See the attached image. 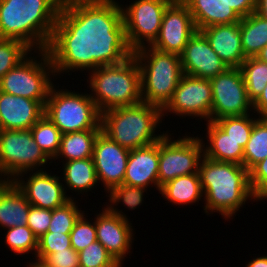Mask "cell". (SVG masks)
Returning a JSON list of instances; mask_svg holds the SVG:
<instances>
[{
	"mask_svg": "<svg viewBox=\"0 0 267 267\" xmlns=\"http://www.w3.org/2000/svg\"><path fill=\"white\" fill-rule=\"evenodd\" d=\"M47 51L58 78L131 57L120 2L63 0Z\"/></svg>",
	"mask_w": 267,
	"mask_h": 267,
	"instance_id": "cell-1",
	"label": "cell"
},
{
	"mask_svg": "<svg viewBox=\"0 0 267 267\" xmlns=\"http://www.w3.org/2000/svg\"><path fill=\"white\" fill-rule=\"evenodd\" d=\"M198 173L207 216L217 212L226 221L231 220L246 203L259 202L250 186L249 171L243 165L204 156Z\"/></svg>",
	"mask_w": 267,
	"mask_h": 267,
	"instance_id": "cell-2",
	"label": "cell"
},
{
	"mask_svg": "<svg viewBox=\"0 0 267 267\" xmlns=\"http://www.w3.org/2000/svg\"><path fill=\"white\" fill-rule=\"evenodd\" d=\"M63 0H0V39L47 50Z\"/></svg>",
	"mask_w": 267,
	"mask_h": 267,
	"instance_id": "cell-3",
	"label": "cell"
},
{
	"mask_svg": "<svg viewBox=\"0 0 267 267\" xmlns=\"http://www.w3.org/2000/svg\"><path fill=\"white\" fill-rule=\"evenodd\" d=\"M162 120L161 108L140 102L101 113V130L122 147L132 150L159 141L166 134L157 130Z\"/></svg>",
	"mask_w": 267,
	"mask_h": 267,
	"instance_id": "cell-4",
	"label": "cell"
},
{
	"mask_svg": "<svg viewBox=\"0 0 267 267\" xmlns=\"http://www.w3.org/2000/svg\"><path fill=\"white\" fill-rule=\"evenodd\" d=\"M86 79L91 98L100 113L142 102L140 69L132 55L119 64L100 66Z\"/></svg>",
	"mask_w": 267,
	"mask_h": 267,
	"instance_id": "cell-5",
	"label": "cell"
},
{
	"mask_svg": "<svg viewBox=\"0 0 267 267\" xmlns=\"http://www.w3.org/2000/svg\"><path fill=\"white\" fill-rule=\"evenodd\" d=\"M133 56L140 69L142 102L163 109L183 75L180 55L144 46L135 50Z\"/></svg>",
	"mask_w": 267,
	"mask_h": 267,
	"instance_id": "cell-6",
	"label": "cell"
},
{
	"mask_svg": "<svg viewBox=\"0 0 267 267\" xmlns=\"http://www.w3.org/2000/svg\"><path fill=\"white\" fill-rule=\"evenodd\" d=\"M59 87L53 84L50 88L44 115L61 133L101 129V113L90 94Z\"/></svg>",
	"mask_w": 267,
	"mask_h": 267,
	"instance_id": "cell-7",
	"label": "cell"
},
{
	"mask_svg": "<svg viewBox=\"0 0 267 267\" xmlns=\"http://www.w3.org/2000/svg\"><path fill=\"white\" fill-rule=\"evenodd\" d=\"M34 53L38 54L35 56ZM52 77L57 79L48 51L33 50L2 77L0 91L37 100L45 106L54 84Z\"/></svg>",
	"mask_w": 267,
	"mask_h": 267,
	"instance_id": "cell-8",
	"label": "cell"
},
{
	"mask_svg": "<svg viewBox=\"0 0 267 267\" xmlns=\"http://www.w3.org/2000/svg\"><path fill=\"white\" fill-rule=\"evenodd\" d=\"M47 163L53 162L36 144L30 129H0V176L4 181H13L22 172L45 170Z\"/></svg>",
	"mask_w": 267,
	"mask_h": 267,
	"instance_id": "cell-9",
	"label": "cell"
},
{
	"mask_svg": "<svg viewBox=\"0 0 267 267\" xmlns=\"http://www.w3.org/2000/svg\"><path fill=\"white\" fill-rule=\"evenodd\" d=\"M168 131V132H167ZM173 133L166 134L159 140L158 183L164 185L169 180L188 174L197 173L204 157L203 143L200 136L184 134L174 140Z\"/></svg>",
	"mask_w": 267,
	"mask_h": 267,
	"instance_id": "cell-10",
	"label": "cell"
},
{
	"mask_svg": "<svg viewBox=\"0 0 267 267\" xmlns=\"http://www.w3.org/2000/svg\"><path fill=\"white\" fill-rule=\"evenodd\" d=\"M173 0H132L120 3L128 46L135 50L150 46L161 28L164 11Z\"/></svg>",
	"mask_w": 267,
	"mask_h": 267,
	"instance_id": "cell-11",
	"label": "cell"
},
{
	"mask_svg": "<svg viewBox=\"0 0 267 267\" xmlns=\"http://www.w3.org/2000/svg\"><path fill=\"white\" fill-rule=\"evenodd\" d=\"M209 80L212 88L210 121L254 113L253 102L248 97L239 68H228Z\"/></svg>",
	"mask_w": 267,
	"mask_h": 267,
	"instance_id": "cell-12",
	"label": "cell"
},
{
	"mask_svg": "<svg viewBox=\"0 0 267 267\" xmlns=\"http://www.w3.org/2000/svg\"><path fill=\"white\" fill-rule=\"evenodd\" d=\"M212 109V88L209 79L183 74L171 97L162 109V116L177 115L195 120L210 121ZM184 116V117H183ZM199 117V118H198Z\"/></svg>",
	"mask_w": 267,
	"mask_h": 267,
	"instance_id": "cell-13",
	"label": "cell"
},
{
	"mask_svg": "<svg viewBox=\"0 0 267 267\" xmlns=\"http://www.w3.org/2000/svg\"><path fill=\"white\" fill-rule=\"evenodd\" d=\"M47 171L22 172L13 182L32 206L53 210L64 205L70 198L66 195L61 175L57 176L51 170Z\"/></svg>",
	"mask_w": 267,
	"mask_h": 267,
	"instance_id": "cell-14",
	"label": "cell"
},
{
	"mask_svg": "<svg viewBox=\"0 0 267 267\" xmlns=\"http://www.w3.org/2000/svg\"><path fill=\"white\" fill-rule=\"evenodd\" d=\"M195 32L187 5L182 0H173L164 11L158 36L150 46L162 52L180 55Z\"/></svg>",
	"mask_w": 267,
	"mask_h": 267,
	"instance_id": "cell-15",
	"label": "cell"
},
{
	"mask_svg": "<svg viewBox=\"0 0 267 267\" xmlns=\"http://www.w3.org/2000/svg\"><path fill=\"white\" fill-rule=\"evenodd\" d=\"M130 150L110 139L102 131L98 134L93 150L97 179L105 193L123 184Z\"/></svg>",
	"mask_w": 267,
	"mask_h": 267,
	"instance_id": "cell-16",
	"label": "cell"
},
{
	"mask_svg": "<svg viewBox=\"0 0 267 267\" xmlns=\"http://www.w3.org/2000/svg\"><path fill=\"white\" fill-rule=\"evenodd\" d=\"M101 210L94 214L97 241L123 266L133 249L134 228L131 221L111 213L105 206Z\"/></svg>",
	"mask_w": 267,
	"mask_h": 267,
	"instance_id": "cell-17",
	"label": "cell"
},
{
	"mask_svg": "<svg viewBox=\"0 0 267 267\" xmlns=\"http://www.w3.org/2000/svg\"><path fill=\"white\" fill-rule=\"evenodd\" d=\"M180 58L183 74L197 78L211 79L229 68L198 30L189 38Z\"/></svg>",
	"mask_w": 267,
	"mask_h": 267,
	"instance_id": "cell-18",
	"label": "cell"
},
{
	"mask_svg": "<svg viewBox=\"0 0 267 267\" xmlns=\"http://www.w3.org/2000/svg\"><path fill=\"white\" fill-rule=\"evenodd\" d=\"M158 166L159 141L145 147L130 150L123 184L149 188V190L155 187L160 192Z\"/></svg>",
	"mask_w": 267,
	"mask_h": 267,
	"instance_id": "cell-19",
	"label": "cell"
},
{
	"mask_svg": "<svg viewBox=\"0 0 267 267\" xmlns=\"http://www.w3.org/2000/svg\"><path fill=\"white\" fill-rule=\"evenodd\" d=\"M44 115V106L37 100L0 91V129H30Z\"/></svg>",
	"mask_w": 267,
	"mask_h": 267,
	"instance_id": "cell-20",
	"label": "cell"
},
{
	"mask_svg": "<svg viewBox=\"0 0 267 267\" xmlns=\"http://www.w3.org/2000/svg\"><path fill=\"white\" fill-rule=\"evenodd\" d=\"M200 31L229 68H239L242 65L246 58L241 44L240 22L213 25Z\"/></svg>",
	"mask_w": 267,
	"mask_h": 267,
	"instance_id": "cell-21",
	"label": "cell"
},
{
	"mask_svg": "<svg viewBox=\"0 0 267 267\" xmlns=\"http://www.w3.org/2000/svg\"><path fill=\"white\" fill-rule=\"evenodd\" d=\"M205 125L206 137L200 135L204 156L215 161L243 165L244 148L239 142L230 138L214 121H208Z\"/></svg>",
	"mask_w": 267,
	"mask_h": 267,
	"instance_id": "cell-22",
	"label": "cell"
},
{
	"mask_svg": "<svg viewBox=\"0 0 267 267\" xmlns=\"http://www.w3.org/2000/svg\"><path fill=\"white\" fill-rule=\"evenodd\" d=\"M31 204L13 181L0 184V228L27 225Z\"/></svg>",
	"mask_w": 267,
	"mask_h": 267,
	"instance_id": "cell-23",
	"label": "cell"
},
{
	"mask_svg": "<svg viewBox=\"0 0 267 267\" xmlns=\"http://www.w3.org/2000/svg\"><path fill=\"white\" fill-rule=\"evenodd\" d=\"M192 15L196 30L213 25L233 24L241 18L225 0H182Z\"/></svg>",
	"mask_w": 267,
	"mask_h": 267,
	"instance_id": "cell-24",
	"label": "cell"
},
{
	"mask_svg": "<svg viewBox=\"0 0 267 267\" xmlns=\"http://www.w3.org/2000/svg\"><path fill=\"white\" fill-rule=\"evenodd\" d=\"M61 166V174H63L61 180L64 182L65 192L70 199L73 197L68 195V190H71V193L76 192V195L80 193L84 195L89 191L92 192L97 185L99 186L93 158L71 160L63 162Z\"/></svg>",
	"mask_w": 267,
	"mask_h": 267,
	"instance_id": "cell-25",
	"label": "cell"
},
{
	"mask_svg": "<svg viewBox=\"0 0 267 267\" xmlns=\"http://www.w3.org/2000/svg\"><path fill=\"white\" fill-rule=\"evenodd\" d=\"M167 203L176 206L194 205L204 201L199 173L182 175L161 186L160 192ZM202 199V200H201Z\"/></svg>",
	"mask_w": 267,
	"mask_h": 267,
	"instance_id": "cell-26",
	"label": "cell"
},
{
	"mask_svg": "<svg viewBox=\"0 0 267 267\" xmlns=\"http://www.w3.org/2000/svg\"><path fill=\"white\" fill-rule=\"evenodd\" d=\"M101 129H88L62 134L60 149L53 159L61 162L93 157L95 140Z\"/></svg>",
	"mask_w": 267,
	"mask_h": 267,
	"instance_id": "cell-27",
	"label": "cell"
},
{
	"mask_svg": "<svg viewBox=\"0 0 267 267\" xmlns=\"http://www.w3.org/2000/svg\"><path fill=\"white\" fill-rule=\"evenodd\" d=\"M240 31L245 58L256 57L267 45V20L253 12L241 18Z\"/></svg>",
	"mask_w": 267,
	"mask_h": 267,
	"instance_id": "cell-28",
	"label": "cell"
},
{
	"mask_svg": "<svg viewBox=\"0 0 267 267\" xmlns=\"http://www.w3.org/2000/svg\"><path fill=\"white\" fill-rule=\"evenodd\" d=\"M149 189L144 187L129 186L126 184L118 185L110 189L105 195L108 198V202H105L104 206L113 214L120 216L121 218L130 221L129 216L126 215L123 210L118 209V204H123L128 210L138 209L143 204L145 193ZM107 204V205H106ZM116 206V207H115Z\"/></svg>",
	"mask_w": 267,
	"mask_h": 267,
	"instance_id": "cell-29",
	"label": "cell"
},
{
	"mask_svg": "<svg viewBox=\"0 0 267 267\" xmlns=\"http://www.w3.org/2000/svg\"><path fill=\"white\" fill-rule=\"evenodd\" d=\"M267 157V118H258L244 148L243 166L249 171Z\"/></svg>",
	"mask_w": 267,
	"mask_h": 267,
	"instance_id": "cell-30",
	"label": "cell"
},
{
	"mask_svg": "<svg viewBox=\"0 0 267 267\" xmlns=\"http://www.w3.org/2000/svg\"><path fill=\"white\" fill-rule=\"evenodd\" d=\"M249 99L254 102L267 85V63L256 57L246 58L239 67Z\"/></svg>",
	"mask_w": 267,
	"mask_h": 267,
	"instance_id": "cell-31",
	"label": "cell"
},
{
	"mask_svg": "<svg viewBox=\"0 0 267 267\" xmlns=\"http://www.w3.org/2000/svg\"><path fill=\"white\" fill-rule=\"evenodd\" d=\"M33 139L53 161L60 149L61 131L43 115L31 128Z\"/></svg>",
	"mask_w": 267,
	"mask_h": 267,
	"instance_id": "cell-32",
	"label": "cell"
},
{
	"mask_svg": "<svg viewBox=\"0 0 267 267\" xmlns=\"http://www.w3.org/2000/svg\"><path fill=\"white\" fill-rule=\"evenodd\" d=\"M258 118L256 114L251 113L242 116H226L214 122L227 133L230 138L239 142V145L245 148L250 138L253 125Z\"/></svg>",
	"mask_w": 267,
	"mask_h": 267,
	"instance_id": "cell-33",
	"label": "cell"
},
{
	"mask_svg": "<svg viewBox=\"0 0 267 267\" xmlns=\"http://www.w3.org/2000/svg\"><path fill=\"white\" fill-rule=\"evenodd\" d=\"M5 233V245L9 246L10 251L16 255L34 254L36 257L38 248V238L27 226L7 228ZM34 252V253H33Z\"/></svg>",
	"mask_w": 267,
	"mask_h": 267,
	"instance_id": "cell-34",
	"label": "cell"
},
{
	"mask_svg": "<svg viewBox=\"0 0 267 267\" xmlns=\"http://www.w3.org/2000/svg\"><path fill=\"white\" fill-rule=\"evenodd\" d=\"M76 198L70 199L64 205L52 210L51 222L47 232L70 233L76 220L85 211L78 208Z\"/></svg>",
	"mask_w": 267,
	"mask_h": 267,
	"instance_id": "cell-35",
	"label": "cell"
},
{
	"mask_svg": "<svg viewBox=\"0 0 267 267\" xmlns=\"http://www.w3.org/2000/svg\"><path fill=\"white\" fill-rule=\"evenodd\" d=\"M31 51L22 41L0 39V80Z\"/></svg>",
	"mask_w": 267,
	"mask_h": 267,
	"instance_id": "cell-36",
	"label": "cell"
},
{
	"mask_svg": "<svg viewBox=\"0 0 267 267\" xmlns=\"http://www.w3.org/2000/svg\"><path fill=\"white\" fill-rule=\"evenodd\" d=\"M85 212L88 211L80 215L70 232L71 246L76 252L97 241L95 221L90 220Z\"/></svg>",
	"mask_w": 267,
	"mask_h": 267,
	"instance_id": "cell-37",
	"label": "cell"
},
{
	"mask_svg": "<svg viewBox=\"0 0 267 267\" xmlns=\"http://www.w3.org/2000/svg\"><path fill=\"white\" fill-rule=\"evenodd\" d=\"M78 255L80 267H122L99 241L79 251Z\"/></svg>",
	"mask_w": 267,
	"mask_h": 267,
	"instance_id": "cell-38",
	"label": "cell"
},
{
	"mask_svg": "<svg viewBox=\"0 0 267 267\" xmlns=\"http://www.w3.org/2000/svg\"><path fill=\"white\" fill-rule=\"evenodd\" d=\"M67 248H72L70 233L46 232L38 238V248L35 258L43 261L49 254Z\"/></svg>",
	"mask_w": 267,
	"mask_h": 267,
	"instance_id": "cell-39",
	"label": "cell"
},
{
	"mask_svg": "<svg viewBox=\"0 0 267 267\" xmlns=\"http://www.w3.org/2000/svg\"><path fill=\"white\" fill-rule=\"evenodd\" d=\"M249 181L258 201H267V157L249 170Z\"/></svg>",
	"mask_w": 267,
	"mask_h": 267,
	"instance_id": "cell-40",
	"label": "cell"
},
{
	"mask_svg": "<svg viewBox=\"0 0 267 267\" xmlns=\"http://www.w3.org/2000/svg\"><path fill=\"white\" fill-rule=\"evenodd\" d=\"M52 210L30 206L27 226L37 238L44 235L50 226Z\"/></svg>",
	"mask_w": 267,
	"mask_h": 267,
	"instance_id": "cell-41",
	"label": "cell"
},
{
	"mask_svg": "<svg viewBox=\"0 0 267 267\" xmlns=\"http://www.w3.org/2000/svg\"><path fill=\"white\" fill-rule=\"evenodd\" d=\"M43 261L49 267H80L78 252L73 248L49 254Z\"/></svg>",
	"mask_w": 267,
	"mask_h": 267,
	"instance_id": "cell-42",
	"label": "cell"
},
{
	"mask_svg": "<svg viewBox=\"0 0 267 267\" xmlns=\"http://www.w3.org/2000/svg\"><path fill=\"white\" fill-rule=\"evenodd\" d=\"M240 18H244L255 12L256 0H225Z\"/></svg>",
	"mask_w": 267,
	"mask_h": 267,
	"instance_id": "cell-43",
	"label": "cell"
},
{
	"mask_svg": "<svg viewBox=\"0 0 267 267\" xmlns=\"http://www.w3.org/2000/svg\"><path fill=\"white\" fill-rule=\"evenodd\" d=\"M253 110L259 118H267V85L253 102Z\"/></svg>",
	"mask_w": 267,
	"mask_h": 267,
	"instance_id": "cell-44",
	"label": "cell"
},
{
	"mask_svg": "<svg viewBox=\"0 0 267 267\" xmlns=\"http://www.w3.org/2000/svg\"><path fill=\"white\" fill-rule=\"evenodd\" d=\"M248 264L245 265V267H267V254L257 257H253Z\"/></svg>",
	"mask_w": 267,
	"mask_h": 267,
	"instance_id": "cell-45",
	"label": "cell"
},
{
	"mask_svg": "<svg viewBox=\"0 0 267 267\" xmlns=\"http://www.w3.org/2000/svg\"><path fill=\"white\" fill-rule=\"evenodd\" d=\"M255 12L267 20V0H256Z\"/></svg>",
	"mask_w": 267,
	"mask_h": 267,
	"instance_id": "cell-46",
	"label": "cell"
},
{
	"mask_svg": "<svg viewBox=\"0 0 267 267\" xmlns=\"http://www.w3.org/2000/svg\"><path fill=\"white\" fill-rule=\"evenodd\" d=\"M33 259H34L33 261L31 259L30 262H27L28 263V265L26 264L27 267H49L44 261L35 258Z\"/></svg>",
	"mask_w": 267,
	"mask_h": 267,
	"instance_id": "cell-47",
	"label": "cell"
},
{
	"mask_svg": "<svg viewBox=\"0 0 267 267\" xmlns=\"http://www.w3.org/2000/svg\"><path fill=\"white\" fill-rule=\"evenodd\" d=\"M260 61L267 63V45L256 56Z\"/></svg>",
	"mask_w": 267,
	"mask_h": 267,
	"instance_id": "cell-48",
	"label": "cell"
},
{
	"mask_svg": "<svg viewBox=\"0 0 267 267\" xmlns=\"http://www.w3.org/2000/svg\"><path fill=\"white\" fill-rule=\"evenodd\" d=\"M4 180L2 179V177L0 176V184L3 183Z\"/></svg>",
	"mask_w": 267,
	"mask_h": 267,
	"instance_id": "cell-49",
	"label": "cell"
}]
</instances>
